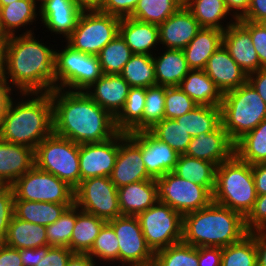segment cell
<instances>
[{"instance_id": "1", "label": "cell", "mask_w": 266, "mask_h": 266, "mask_svg": "<svg viewBox=\"0 0 266 266\" xmlns=\"http://www.w3.org/2000/svg\"><path fill=\"white\" fill-rule=\"evenodd\" d=\"M53 133L77 144L100 143L119 131L115 118L100 107L85 91L54 89Z\"/></svg>"}, {"instance_id": "2", "label": "cell", "mask_w": 266, "mask_h": 266, "mask_svg": "<svg viewBox=\"0 0 266 266\" xmlns=\"http://www.w3.org/2000/svg\"><path fill=\"white\" fill-rule=\"evenodd\" d=\"M34 33L10 36L3 78L20 93H50L57 89L55 49Z\"/></svg>"}, {"instance_id": "3", "label": "cell", "mask_w": 266, "mask_h": 266, "mask_svg": "<svg viewBox=\"0 0 266 266\" xmlns=\"http://www.w3.org/2000/svg\"><path fill=\"white\" fill-rule=\"evenodd\" d=\"M12 99L0 131V139L36 149L53 133V102L50 93H20ZM34 96V97H33ZM26 97V98H25Z\"/></svg>"}, {"instance_id": "4", "label": "cell", "mask_w": 266, "mask_h": 266, "mask_svg": "<svg viewBox=\"0 0 266 266\" xmlns=\"http://www.w3.org/2000/svg\"><path fill=\"white\" fill-rule=\"evenodd\" d=\"M249 232L239 212L212 202L183 215L182 241L195 247H226Z\"/></svg>"}, {"instance_id": "5", "label": "cell", "mask_w": 266, "mask_h": 266, "mask_svg": "<svg viewBox=\"0 0 266 266\" xmlns=\"http://www.w3.org/2000/svg\"><path fill=\"white\" fill-rule=\"evenodd\" d=\"M252 165L235 154L216 168L213 202L246 217L257 198Z\"/></svg>"}, {"instance_id": "6", "label": "cell", "mask_w": 266, "mask_h": 266, "mask_svg": "<svg viewBox=\"0 0 266 266\" xmlns=\"http://www.w3.org/2000/svg\"><path fill=\"white\" fill-rule=\"evenodd\" d=\"M221 125L235 143L266 118V103L247 81L223 94Z\"/></svg>"}, {"instance_id": "7", "label": "cell", "mask_w": 266, "mask_h": 266, "mask_svg": "<svg viewBox=\"0 0 266 266\" xmlns=\"http://www.w3.org/2000/svg\"><path fill=\"white\" fill-rule=\"evenodd\" d=\"M35 166L66 182L75 189L81 183L79 144L54 133L34 150Z\"/></svg>"}, {"instance_id": "8", "label": "cell", "mask_w": 266, "mask_h": 266, "mask_svg": "<svg viewBox=\"0 0 266 266\" xmlns=\"http://www.w3.org/2000/svg\"><path fill=\"white\" fill-rule=\"evenodd\" d=\"M65 44L61 50L55 49L57 89L85 91L103 75L99 58Z\"/></svg>"}, {"instance_id": "9", "label": "cell", "mask_w": 266, "mask_h": 266, "mask_svg": "<svg viewBox=\"0 0 266 266\" xmlns=\"http://www.w3.org/2000/svg\"><path fill=\"white\" fill-rule=\"evenodd\" d=\"M120 21L121 18L101 11H83L65 42L83 53L98 55L119 33Z\"/></svg>"}, {"instance_id": "10", "label": "cell", "mask_w": 266, "mask_h": 266, "mask_svg": "<svg viewBox=\"0 0 266 266\" xmlns=\"http://www.w3.org/2000/svg\"><path fill=\"white\" fill-rule=\"evenodd\" d=\"M14 200L74 204V189L35 165L12 185Z\"/></svg>"}, {"instance_id": "11", "label": "cell", "mask_w": 266, "mask_h": 266, "mask_svg": "<svg viewBox=\"0 0 266 266\" xmlns=\"http://www.w3.org/2000/svg\"><path fill=\"white\" fill-rule=\"evenodd\" d=\"M137 217L153 253L182 241L183 216L169 205L157 201Z\"/></svg>"}, {"instance_id": "12", "label": "cell", "mask_w": 266, "mask_h": 266, "mask_svg": "<svg viewBox=\"0 0 266 266\" xmlns=\"http://www.w3.org/2000/svg\"><path fill=\"white\" fill-rule=\"evenodd\" d=\"M158 201L169 205L182 216L209 206L213 194L204 186L185 180L173 171L155 178Z\"/></svg>"}, {"instance_id": "13", "label": "cell", "mask_w": 266, "mask_h": 266, "mask_svg": "<svg viewBox=\"0 0 266 266\" xmlns=\"http://www.w3.org/2000/svg\"><path fill=\"white\" fill-rule=\"evenodd\" d=\"M74 204L82 211L106 222L121 216L118 188L110 177H93L82 180L74 189Z\"/></svg>"}, {"instance_id": "14", "label": "cell", "mask_w": 266, "mask_h": 266, "mask_svg": "<svg viewBox=\"0 0 266 266\" xmlns=\"http://www.w3.org/2000/svg\"><path fill=\"white\" fill-rule=\"evenodd\" d=\"M107 223L119 242L118 266H147L154 262V253L146 244L137 216L121 215Z\"/></svg>"}, {"instance_id": "15", "label": "cell", "mask_w": 266, "mask_h": 266, "mask_svg": "<svg viewBox=\"0 0 266 266\" xmlns=\"http://www.w3.org/2000/svg\"><path fill=\"white\" fill-rule=\"evenodd\" d=\"M119 152V132L100 143L79 145L81 181L93 177H110Z\"/></svg>"}, {"instance_id": "16", "label": "cell", "mask_w": 266, "mask_h": 266, "mask_svg": "<svg viewBox=\"0 0 266 266\" xmlns=\"http://www.w3.org/2000/svg\"><path fill=\"white\" fill-rule=\"evenodd\" d=\"M127 136L141 149L142 160L152 178L174 171L179 154L149 131L128 132Z\"/></svg>"}, {"instance_id": "17", "label": "cell", "mask_w": 266, "mask_h": 266, "mask_svg": "<svg viewBox=\"0 0 266 266\" xmlns=\"http://www.w3.org/2000/svg\"><path fill=\"white\" fill-rule=\"evenodd\" d=\"M110 179L117 188L153 179L146 170L141 149L125 132H119V152Z\"/></svg>"}, {"instance_id": "18", "label": "cell", "mask_w": 266, "mask_h": 266, "mask_svg": "<svg viewBox=\"0 0 266 266\" xmlns=\"http://www.w3.org/2000/svg\"><path fill=\"white\" fill-rule=\"evenodd\" d=\"M158 27L161 49L177 50H183L202 28L184 4Z\"/></svg>"}, {"instance_id": "19", "label": "cell", "mask_w": 266, "mask_h": 266, "mask_svg": "<svg viewBox=\"0 0 266 266\" xmlns=\"http://www.w3.org/2000/svg\"><path fill=\"white\" fill-rule=\"evenodd\" d=\"M185 155L218 166L234 155V142L220 125L211 133H201L192 137Z\"/></svg>"}, {"instance_id": "20", "label": "cell", "mask_w": 266, "mask_h": 266, "mask_svg": "<svg viewBox=\"0 0 266 266\" xmlns=\"http://www.w3.org/2000/svg\"><path fill=\"white\" fill-rule=\"evenodd\" d=\"M130 88L120 74H103L85 92L115 118L123 109Z\"/></svg>"}, {"instance_id": "21", "label": "cell", "mask_w": 266, "mask_h": 266, "mask_svg": "<svg viewBox=\"0 0 266 266\" xmlns=\"http://www.w3.org/2000/svg\"><path fill=\"white\" fill-rule=\"evenodd\" d=\"M222 45L247 75L260 69L251 35L238 21L224 30Z\"/></svg>"}, {"instance_id": "22", "label": "cell", "mask_w": 266, "mask_h": 266, "mask_svg": "<svg viewBox=\"0 0 266 266\" xmlns=\"http://www.w3.org/2000/svg\"><path fill=\"white\" fill-rule=\"evenodd\" d=\"M203 70L223 94L248 80L246 72L232 59L223 45L212 54Z\"/></svg>"}, {"instance_id": "23", "label": "cell", "mask_w": 266, "mask_h": 266, "mask_svg": "<svg viewBox=\"0 0 266 266\" xmlns=\"http://www.w3.org/2000/svg\"><path fill=\"white\" fill-rule=\"evenodd\" d=\"M82 11L73 0H48L39 6L44 28L66 39L75 29Z\"/></svg>"}, {"instance_id": "24", "label": "cell", "mask_w": 266, "mask_h": 266, "mask_svg": "<svg viewBox=\"0 0 266 266\" xmlns=\"http://www.w3.org/2000/svg\"><path fill=\"white\" fill-rule=\"evenodd\" d=\"M34 165V149L0 139V186H11Z\"/></svg>"}, {"instance_id": "25", "label": "cell", "mask_w": 266, "mask_h": 266, "mask_svg": "<svg viewBox=\"0 0 266 266\" xmlns=\"http://www.w3.org/2000/svg\"><path fill=\"white\" fill-rule=\"evenodd\" d=\"M119 34L133 54L153 56L157 48L159 51V27L157 24L141 22L130 17L121 18ZM152 50H155L154 53Z\"/></svg>"}, {"instance_id": "26", "label": "cell", "mask_w": 266, "mask_h": 266, "mask_svg": "<svg viewBox=\"0 0 266 266\" xmlns=\"http://www.w3.org/2000/svg\"><path fill=\"white\" fill-rule=\"evenodd\" d=\"M121 215L138 216L157 201L155 179L139 181L118 188Z\"/></svg>"}, {"instance_id": "27", "label": "cell", "mask_w": 266, "mask_h": 266, "mask_svg": "<svg viewBox=\"0 0 266 266\" xmlns=\"http://www.w3.org/2000/svg\"><path fill=\"white\" fill-rule=\"evenodd\" d=\"M37 12L39 13V7L34 0H16L11 4L0 6V23L4 34L9 37L17 35V33L19 35L18 31L25 27L26 30L24 29L21 34L34 33L32 30L34 27L28 30L27 26L33 25V22L39 20Z\"/></svg>"}, {"instance_id": "28", "label": "cell", "mask_w": 266, "mask_h": 266, "mask_svg": "<svg viewBox=\"0 0 266 266\" xmlns=\"http://www.w3.org/2000/svg\"><path fill=\"white\" fill-rule=\"evenodd\" d=\"M153 61L157 85L173 87L179 86L187 73L191 70L188 67L183 50L164 49L160 53L157 50Z\"/></svg>"}, {"instance_id": "29", "label": "cell", "mask_w": 266, "mask_h": 266, "mask_svg": "<svg viewBox=\"0 0 266 266\" xmlns=\"http://www.w3.org/2000/svg\"><path fill=\"white\" fill-rule=\"evenodd\" d=\"M223 32L215 28H201L183 49L190 69L203 70L208 59L222 45Z\"/></svg>"}, {"instance_id": "30", "label": "cell", "mask_w": 266, "mask_h": 266, "mask_svg": "<svg viewBox=\"0 0 266 266\" xmlns=\"http://www.w3.org/2000/svg\"><path fill=\"white\" fill-rule=\"evenodd\" d=\"M197 105L220 106L223 93L204 70L191 69L179 84Z\"/></svg>"}, {"instance_id": "31", "label": "cell", "mask_w": 266, "mask_h": 266, "mask_svg": "<svg viewBox=\"0 0 266 266\" xmlns=\"http://www.w3.org/2000/svg\"><path fill=\"white\" fill-rule=\"evenodd\" d=\"M184 5L202 28H215L224 31L237 21L228 10L225 0H184ZM229 15L232 16V19L229 18L228 22L226 19L230 17Z\"/></svg>"}, {"instance_id": "32", "label": "cell", "mask_w": 266, "mask_h": 266, "mask_svg": "<svg viewBox=\"0 0 266 266\" xmlns=\"http://www.w3.org/2000/svg\"><path fill=\"white\" fill-rule=\"evenodd\" d=\"M4 244L16 248H38L48 245L46 227L12 217Z\"/></svg>"}, {"instance_id": "33", "label": "cell", "mask_w": 266, "mask_h": 266, "mask_svg": "<svg viewBox=\"0 0 266 266\" xmlns=\"http://www.w3.org/2000/svg\"><path fill=\"white\" fill-rule=\"evenodd\" d=\"M72 205L14 200V215L21 220L47 226L57 221Z\"/></svg>"}, {"instance_id": "34", "label": "cell", "mask_w": 266, "mask_h": 266, "mask_svg": "<svg viewBox=\"0 0 266 266\" xmlns=\"http://www.w3.org/2000/svg\"><path fill=\"white\" fill-rule=\"evenodd\" d=\"M217 166L185 154H179L174 173L207 188L212 194L215 188Z\"/></svg>"}, {"instance_id": "35", "label": "cell", "mask_w": 266, "mask_h": 266, "mask_svg": "<svg viewBox=\"0 0 266 266\" xmlns=\"http://www.w3.org/2000/svg\"><path fill=\"white\" fill-rule=\"evenodd\" d=\"M145 96L146 88H130L123 109L115 117V126L119 132L143 131Z\"/></svg>"}, {"instance_id": "36", "label": "cell", "mask_w": 266, "mask_h": 266, "mask_svg": "<svg viewBox=\"0 0 266 266\" xmlns=\"http://www.w3.org/2000/svg\"><path fill=\"white\" fill-rule=\"evenodd\" d=\"M105 223V220L84 212L76 206V223L71 235V251L87 254Z\"/></svg>"}, {"instance_id": "37", "label": "cell", "mask_w": 266, "mask_h": 266, "mask_svg": "<svg viewBox=\"0 0 266 266\" xmlns=\"http://www.w3.org/2000/svg\"><path fill=\"white\" fill-rule=\"evenodd\" d=\"M234 154L250 165L266 162V118L234 143Z\"/></svg>"}, {"instance_id": "38", "label": "cell", "mask_w": 266, "mask_h": 266, "mask_svg": "<svg viewBox=\"0 0 266 266\" xmlns=\"http://www.w3.org/2000/svg\"><path fill=\"white\" fill-rule=\"evenodd\" d=\"M192 136L211 133L221 125L220 106L197 105L188 113L175 119Z\"/></svg>"}, {"instance_id": "39", "label": "cell", "mask_w": 266, "mask_h": 266, "mask_svg": "<svg viewBox=\"0 0 266 266\" xmlns=\"http://www.w3.org/2000/svg\"><path fill=\"white\" fill-rule=\"evenodd\" d=\"M131 87L148 88L157 85L153 57L133 54L120 73Z\"/></svg>"}, {"instance_id": "40", "label": "cell", "mask_w": 266, "mask_h": 266, "mask_svg": "<svg viewBox=\"0 0 266 266\" xmlns=\"http://www.w3.org/2000/svg\"><path fill=\"white\" fill-rule=\"evenodd\" d=\"M183 4L184 0H139L130 18L159 25Z\"/></svg>"}, {"instance_id": "41", "label": "cell", "mask_w": 266, "mask_h": 266, "mask_svg": "<svg viewBox=\"0 0 266 266\" xmlns=\"http://www.w3.org/2000/svg\"><path fill=\"white\" fill-rule=\"evenodd\" d=\"M132 55L131 49L118 33L97 56L103 74H120Z\"/></svg>"}, {"instance_id": "42", "label": "cell", "mask_w": 266, "mask_h": 266, "mask_svg": "<svg viewBox=\"0 0 266 266\" xmlns=\"http://www.w3.org/2000/svg\"><path fill=\"white\" fill-rule=\"evenodd\" d=\"M154 137L168 144L178 154H185L192 136L175 119H163L148 130Z\"/></svg>"}, {"instance_id": "43", "label": "cell", "mask_w": 266, "mask_h": 266, "mask_svg": "<svg viewBox=\"0 0 266 266\" xmlns=\"http://www.w3.org/2000/svg\"><path fill=\"white\" fill-rule=\"evenodd\" d=\"M153 263L156 266H199L198 247L178 242L155 252Z\"/></svg>"}, {"instance_id": "44", "label": "cell", "mask_w": 266, "mask_h": 266, "mask_svg": "<svg viewBox=\"0 0 266 266\" xmlns=\"http://www.w3.org/2000/svg\"><path fill=\"white\" fill-rule=\"evenodd\" d=\"M221 266H257L255 238L249 233L241 241L223 247Z\"/></svg>"}, {"instance_id": "45", "label": "cell", "mask_w": 266, "mask_h": 266, "mask_svg": "<svg viewBox=\"0 0 266 266\" xmlns=\"http://www.w3.org/2000/svg\"><path fill=\"white\" fill-rule=\"evenodd\" d=\"M118 244L119 242L117 236L115 235L114 229L106 222L100 229L91 250L87 254L96 263L100 261L101 265H104L105 263L113 264L115 261L117 265V263L119 264Z\"/></svg>"}, {"instance_id": "46", "label": "cell", "mask_w": 266, "mask_h": 266, "mask_svg": "<svg viewBox=\"0 0 266 266\" xmlns=\"http://www.w3.org/2000/svg\"><path fill=\"white\" fill-rule=\"evenodd\" d=\"M76 223V205L68 207L54 223L45 226L48 245L68 247L71 250V235Z\"/></svg>"}, {"instance_id": "47", "label": "cell", "mask_w": 266, "mask_h": 266, "mask_svg": "<svg viewBox=\"0 0 266 266\" xmlns=\"http://www.w3.org/2000/svg\"><path fill=\"white\" fill-rule=\"evenodd\" d=\"M165 118V86L153 85L146 88L143 112V131H148Z\"/></svg>"}, {"instance_id": "48", "label": "cell", "mask_w": 266, "mask_h": 266, "mask_svg": "<svg viewBox=\"0 0 266 266\" xmlns=\"http://www.w3.org/2000/svg\"><path fill=\"white\" fill-rule=\"evenodd\" d=\"M196 106L197 104L179 86H165V119H176Z\"/></svg>"}, {"instance_id": "49", "label": "cell", "mask_w": 266, "mask_h": 266, "mask_svg": "<svg viewBox=\"0 0 266 266\" xmlns=\"http://www.w3.org/2000/svg\"><path fill=\"white\" fill-rule=\"evenodd\" d=\"M14 216V191L12 186H0V244H3L9 223Z\"/></svg>"}, {"instance_id": "50", "label": "cell", "mask_w": 266, "mask_h": 266, "mask_svg": "<svg viewBox=\"0 0 266 266\" xmlns=\"http://www.w3.org/2000/svg\"><path fill=\"white\" fill-rule=\"evenodd\" d=\"M72 254L73 252L68 247L41 246L36 266H66Z\"/></svg>"}, {"instance_id": "51", "label": "cell", "mask_w": 266, "mask_h": 266, "mask_svg": "<svg viewBox=\"0 0 266 266\" xmlns=\"http://www.w3.org/2000/svg\"><path fill=\"white\" fill-rule=\"evenodd\" d=\"M251 35L252 43L257 52L260 69L266 68V31L257 22L237 20Z\"/></svg>"}, {"instance_id": "52", "label": "cell", "mask_w": 266, "mask_h": 266, "mask_svg": "<svg viewBox=\"0 0 266 266\" xmlns=\"http://www.w3.org/2000/svg\"><path fill=\"white\" fill-rule=\"evenodd\" d=\"M247 231L266 230V194L258 195L253 209L245 217Z\"/></svg>"}, {"instance_id": "53", "label": "cell", "mask_w": 266, "mask_h": 266, "mask_svg": "<svg viewBox=\"0 0 266 266\" xmlns=\"http://www.w3.org/2000/svg\"><path fill=\"white\" fill-rule=\"evenodd\" d=\"M139 0H104L101 12L126 18L132 15Z\"/></svg>"}, {"instance_id": "54", "label": "cell", "mask_w": 266, "mask_h": 266, "mask_svg": "<svg viewBox=\"0 0 266 266\" xmlns=\"http://www.w3.org/2000/svg\"><path fill=\"white\" fill-rule=\"evenodd\" d=\"M221 247H198L199 266H221Z\"/></svg>"}, {"instance_id": "55", "label": "cell", "mask_w": 266, "mask_h": 266, "mask_svg": "<svg viewBox=\"0 0 266 266\" xmlns=\"http://www.w3.org/2000/svg\"><path fill=\"white\" fill-rule=\"evenodd\" d=\"M13 91H16L10 86V84L3 78L0 79V131L3 126V120L5 118L8 107L13 99Z\"/></svg>"}, {"instance_id": "56", "label": "cell", "mask_w": 266, "mask_h": 266, "mask_svg": "<svg viewBox=\"0 0 266 266\" xmlns=\"http://www.w3.org/2000/svg\"><path fill=\"white\" fill-rule=\"evenodd\" d=\"M266 18V0H251L247 12L238 20L259 22Z\"/></svg>"}, {"instance_id": "57", "label": "cell", "mask_w": 266, "mask_h": 266, "mask_svg": "<svg viewBox=\"0 0 266 266\" xmlns=\"http://www.w3.org/2000/svg\"><path fill=\"white\" fill-rule=\"evenodd\" d=\"M0 266H23L19 250L0 244Z\"/></svg>"}, {"instance_id": "58", "label": "cell", "mask_w": 266, "mask_h": 266, "mask_svg": "<svg viewBox=\"0 0 266 266\" xmlns=\"http://www.w3.org/2000/svg\"><path fill=\"white\" fill-rule=\"evenodd\" d=\"M266 103V68H262L248 75L247 80Z\"/></svg>"}, {"instance_id": "59", "label": "cell", "mask_w": 266, "mask_h": 266, "mask_svg": "<svg viewBox=\"0 0 266 266\" xmlns=\"http://www.w3.org/2000/svg\"><path fill=\"white\" fill-rule=\"evenodd\" d=\"M252 174L257 195L266 194V162L253 164Z\"/></svg>"}, {"instance_id": "60", "label": "cell", "mask_w": 266, "mask_h": 266, "mask_svg": "<svg viewBox=\"0 0 266 266\" xmlns=\"http://www.w3.org/2000/svg\"><path fill=\"white\" fill-rule=\"evenodd\" d=\"M255 238L257 250V266H266V230L250 232Z\"/></svg>"}, {"instance_id": "61", "label": "cell", "mask_w": 266, "mask_h": 266, "mask_svg": "<svg viewBox=\"0 0 266 266\" xmlns=\"http://www.w3.org/2000/svg\"><path fill=\"white\" fill-rule=\"evenodd\" d=\"M251 0H225V4L231 14L238 20L248 10Z\"/></svg>"}, {"instance_id": "62", "label": "cell", "mask_w": 266, "mask_h": 266, "mask_svg": "<svg viewBox=\"0 0 266 266\" xmlns=\"http://www.w3.org/2000/svg\"><path fill=\"white\" fill-rule=\"evenodd\" d=\"M23 266H36L39 261V247L18 249Z\"/></svg>"}, {"instance_id": "63", "label": "cell", "mask_w": 266, "mask_h": 266, "mask_svg": "<svg viewBox=\"0 0 266 266\" xmlns=\"http://www.w3.org/2000/svg\"><path fill=\"white\" fill-rule=\"evenodd\" d=\"M101 266L86 253H73L66 266Z\"/></svg>"}, {"instance_id": "64", "label": "cell", "mask_w": 266, "mask_h": 266, "mask_svg": "<svg viewBox=\"0 0 266 266\" xmlns=\"http://www.w3.org/2000/svg\"><path fill=\"white\" fill-rule=\"evenodd\" d=\"M76 6L83 11H101L104 0H73Z\"/></svg>"}, {"instance_id": "65", "label": "cell", "mask_w": 266, "mask_h": 266, "mask_svg": "<svg viewBox=\"0 0 266 266\" xmlns=\"http://www.w3.org/2000/svg\"><path fill=\"white\" fill-rule=\"evenodd\" d=\"M9 36L0 35V79H3L6 68V51Z\"/></svg>"}, {"instance_id": "66", "label": "cell", "mask_w": 266, "mask_h": 266, "mask_svg": "<svg viewBox=\"0 0 266 266\" xmlns=\"http://www.w3.org/2000/svg\"><path fill=\"white\" fill-rule=\"evenodd\" d=\"M14 1H16V0H0V6H5L8 4H11Z\"/></svg>"}, {"instance_id": "67", "label": "cell", "mask_w": 266, "mask_h": 266, "mask_svg": "<svg viewBox=\"0 0 266 266\" xmlns=\"http://www.w3.org/2000/svg\"><path fill=\"white\" fill-rule=\"evenodd\" d=\"M258 24L263 27V29L266 31V18L263 20H260Z\"/></svg>"}, {"instance_id": "68", "label": "cell", "mask_w": 266, "mask_h": 266, "mask_svg": "<svg viewBox=\"0 0 266 266\" xmlns=\"http://www.w3.org/2000/svg\"><path fill=\"white\" fill-rule=\"evenodd\" d=\"M48 0H34V2L36 3V5H38V3H40L39 5L41 6L43 3H45Z\"/></svg>"}, {"instance_id": "69", "label": "cell", "mask_w": 266, "mask_h": 266, "mask_svg": "<svg viewBox=\"0 0 266 266\" xmlns=\"http://www.w3.org/2000/svg\"><path fill=\"white\" fill-rule=\"evenodd\" d=\"M0 35H5L4 31L2 30L1 23H0Z\"/></svg>"}, {"instance_id": "70", "label": "cell", "mask_w": 266, "mask_h": 266, "mask_svg": "<svg viewBox=\"0 0 266 266\" xmlns=\"http://www.w3.org/2000/svg\"><path fill=\"white\" fill-rule=\"evenodd\" d=\"M147 266H156L154 263H151L150 265H147Z\"/></svg>"}]
</instances>
